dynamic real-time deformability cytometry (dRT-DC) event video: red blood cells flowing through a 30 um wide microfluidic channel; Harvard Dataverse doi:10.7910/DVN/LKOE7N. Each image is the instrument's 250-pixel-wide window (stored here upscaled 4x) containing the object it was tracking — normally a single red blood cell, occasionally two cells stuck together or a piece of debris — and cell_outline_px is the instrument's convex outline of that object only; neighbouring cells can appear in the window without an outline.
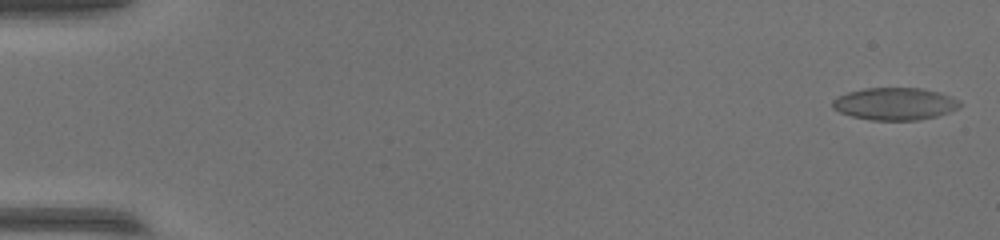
{"species": "common noctule bat (a hibernating species)", "species_latin": "Nyctalus noctula", "temperature_condition": "warm", "stored_images_in_passage": 54, "camera_frame_rate_fps": 3000, "um_per_image_px": 0.085, "animal": {"sex": "female", "body_mass_g": 17.0, "forearm_length_mm": 48.0}, "frame": {"image": 1, "passage_image": 2, "time_ms": 0.333, "image_size_px": [1000, 240], "cell_outline_px": [[960, 108], [936, 116], [920, 120], [872, 120], [852, 116], [840, 112], [832, 108], [832, 100], [848, 92], [864, 88], [920, 88], [940, 92], [952, 96], [960, 100]], "centroid_in_image_um": [76.09, 8.82], "position_along_channel_um": 8.9, "area_um2": 24.04}}
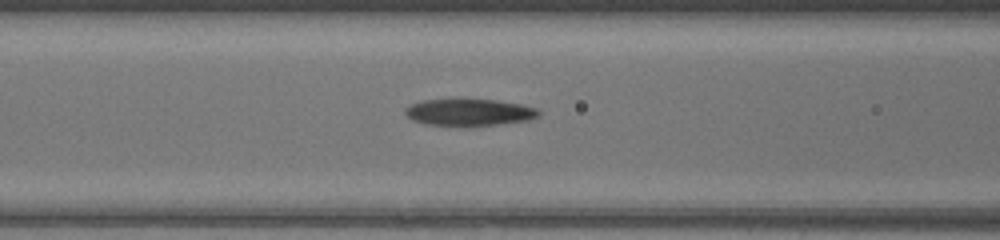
{"frame": {"image": 2, "passage_image": 24, "time_ms": 7.667, "image_size_px": [1000, 240], "cell_outline_px": [[540, 116], [528, 120], [496, 124], [424, 124], [412, 120], [404, 112], [404, 108], [412, 104], [424, 100], [496, 100], [520, 104], [536, 108], [540, 112]], "centroid_in_image_um": [39.89, 9.53], "position_along_channel_um": 126.7, "area_um2": 20.11}}
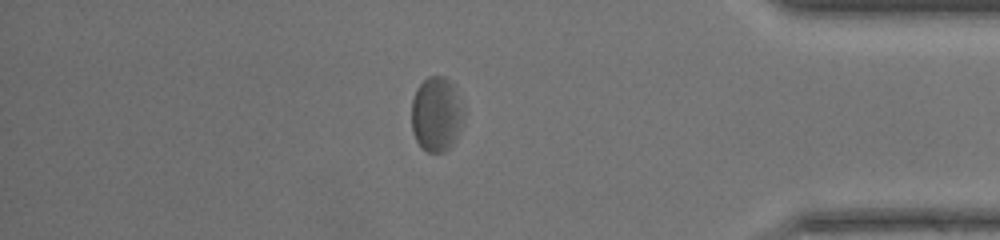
{"frame": {"image": 3, "passage_image": 47, "time_ms": 15.333, "image_size_px": [1000, 240], "cell_outline_px": [[464, 120], [456, 140], [444, 152], [428, 152], [420, 148], [412, 132], [412, 100], [416, 88], [428, 76], [444, 76], [452, 84], [464, 108]], "centroid_in_image_um": [37.1, 9.73], "position_along_channel_um": 398.1, "area_um2": 22.95}}